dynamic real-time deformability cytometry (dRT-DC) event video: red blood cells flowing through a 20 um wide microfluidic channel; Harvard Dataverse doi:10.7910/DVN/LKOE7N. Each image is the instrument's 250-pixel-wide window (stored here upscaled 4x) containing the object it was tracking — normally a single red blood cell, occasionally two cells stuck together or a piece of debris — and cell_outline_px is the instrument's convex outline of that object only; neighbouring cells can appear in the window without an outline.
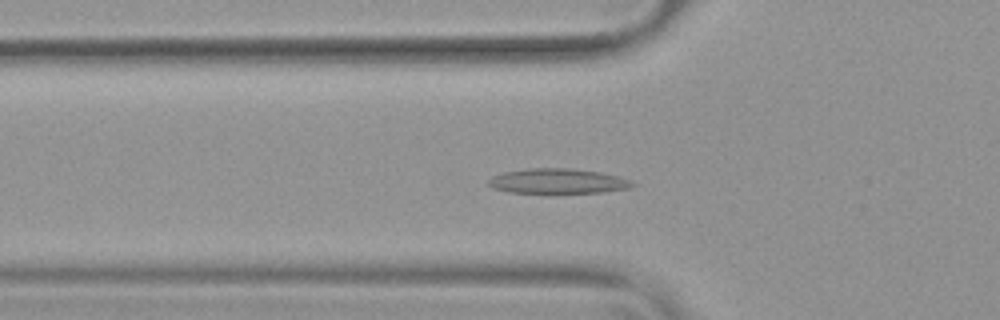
{"species": "common noctule bat (a hibernating species)", "species_latin": "Nyctalus noctula", "temperature_condition": "warm", "stored_images_in_passage": 55, "camera_frame_rate_fps": 3000, "um_per_image_px": 0.085, "animal": {"sex": "female", "body_mass_g": 19.9}, "frame": {"image": 1, "passage_image": 19, "time_ms": 6.0, "image_size_px": [1000, 320], "cell_outline_px": [[636, 184], [628, 188], [604, 192], [552, 196], [508, 192], [492, 188], [484, 180], [500, 172], [528, 168], [572, 168], [600, 172], [620, 176]], "centroid_in_image_um": [47.32, 15.44], "position_along_channel_um": 78.5, "area_um2": 22.37}}
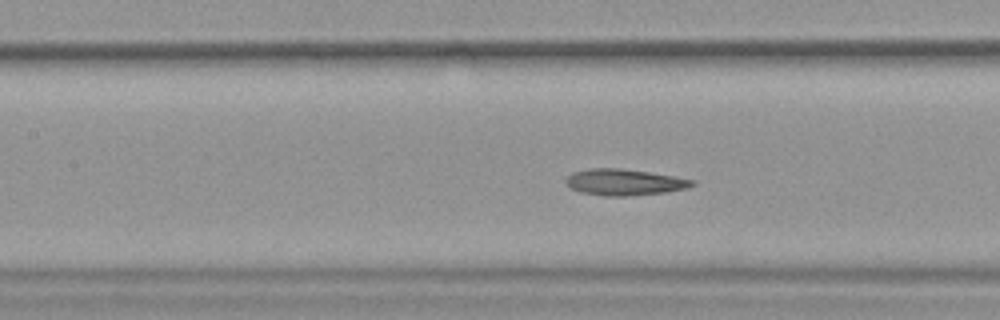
{"frame": {"image": 2, "passage_image": 25, "time_ms": 8.0, "image_size_px": [1000, 320], "cell_outline_px": [[696, 184], [688, 188], [664, 192], [624, 196], [604, 196], [580, 192], [564, 184], [564, 180], [572, 172], [588, 168], [620, 168], [676, 176], [696, 180]], "centroid_in_image_um": [53.06, 15.48], "position_along_channel_um": 154.3, "area_um2": 19.48}}
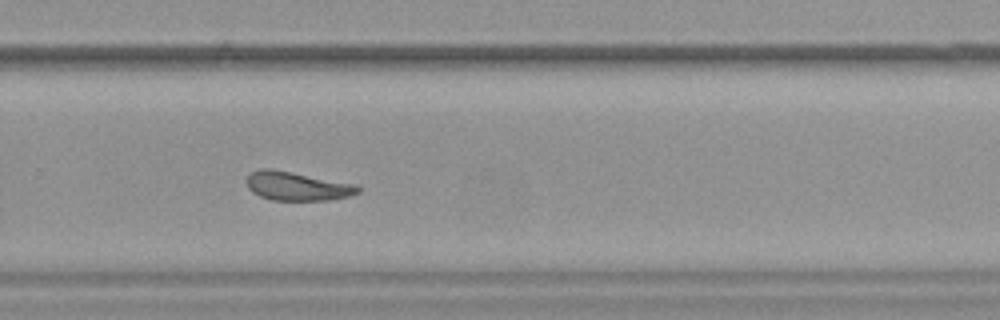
{"frame": {"image": 3, "passage_image": 37, "time_ms": 12.0, "image_size_px": [1000, 320], "cell_outline_px": [[360, 192], [352, 196], [332, 200], [272, 200], [260, 196], [252, 192], [248, 188], [244, 180], [252, 172], [260, 168], [272, 168], [356, 184], [360, 188]], "centroid_in_image_um": [25.26, 15.82], "position_along_channel_um": 304.5, "area_um2": 18.96}, "authors_computed_cell_mechanics": {"area_um2": 20.0566, "velocity_mm_per_s": 3.7699, "shape_relaxation_time_tau1_ms": 7.1677, "shape_relaxation_time_tau2_ms": 2.6036, "deformation_change_tau1": 0.1907, "deformation_change_tau2": 0.1061}}